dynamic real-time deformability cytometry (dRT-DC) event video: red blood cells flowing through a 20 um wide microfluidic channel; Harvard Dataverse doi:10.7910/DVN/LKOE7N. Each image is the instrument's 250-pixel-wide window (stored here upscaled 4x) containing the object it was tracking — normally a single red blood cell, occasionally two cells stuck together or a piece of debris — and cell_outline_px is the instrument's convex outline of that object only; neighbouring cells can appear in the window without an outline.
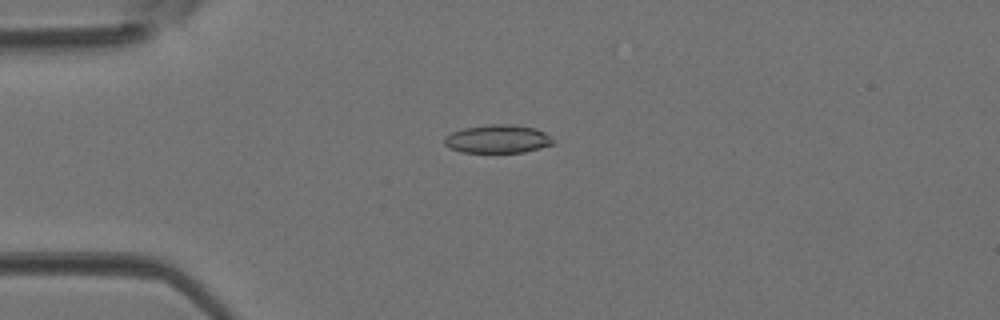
{"species": "Egyptian fruit bat (a non-hibernating species)", "species_latin": "Rousettus aegyptiacus", "temperature_condition": "room temperature", "stored_images_in_passage": 2, "camera_frame_rate_fps": 3000, "um_per_image_px": 0.085, "animal": {"sex": "female"}, "frame": {"image": 1, "passage_image": 2, "time_ms": 0.333, "image_size_px": [1000, 320], "cell_outline_px": [[556, 140], [552, 144], [540, 148], [524, 152], [460, 152], [448, 148], [444, 144], [444, 136], [452, 132], [464, 128], [492, 124], [508, 124], [536, 128], [544, 132]], "centroid_in_image_um": [42.29, 11.81], "position_along_channel_um": 42.7, "area_um2": 17.98}}